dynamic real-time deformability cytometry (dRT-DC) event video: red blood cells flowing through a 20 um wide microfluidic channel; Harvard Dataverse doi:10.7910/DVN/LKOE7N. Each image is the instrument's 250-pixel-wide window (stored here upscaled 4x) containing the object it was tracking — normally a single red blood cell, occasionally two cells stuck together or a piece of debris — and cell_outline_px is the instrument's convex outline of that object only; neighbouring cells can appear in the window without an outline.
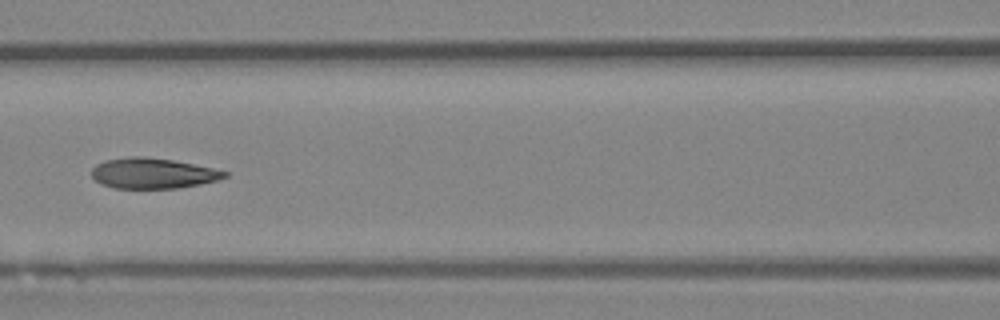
{"species": "Egyptian fruit bat (a non-hibernating species)", "species_latin": "Rousettus aegyptiacus", "temperature_condition": "room temperature", "stored_images_in_passage": 6, "segment_of_instrument_passage": [1, 2], "camera_frame_rate_fps": 3000, "um_per_image_px": 0.085, "animal": {"sex": "female"}, "frame": {"image": 1, "passage_image": 5, "time_ms": 1.333, "image_size_px": [1000, 320], "cell_outline_px": [[228, 176], [216, 180], [200, 184], [176, 188], [112, 188], [100, 184], [92, 176], [92, 168], [96, 164], [108, 160], [132, 156], [144, 156], [172, 160], [212, 168], [228, 172]], "centroid_in_image_um": [12.96, 14.73], "position_along_channel_um": 153.6, "area_um2": 23.41}}